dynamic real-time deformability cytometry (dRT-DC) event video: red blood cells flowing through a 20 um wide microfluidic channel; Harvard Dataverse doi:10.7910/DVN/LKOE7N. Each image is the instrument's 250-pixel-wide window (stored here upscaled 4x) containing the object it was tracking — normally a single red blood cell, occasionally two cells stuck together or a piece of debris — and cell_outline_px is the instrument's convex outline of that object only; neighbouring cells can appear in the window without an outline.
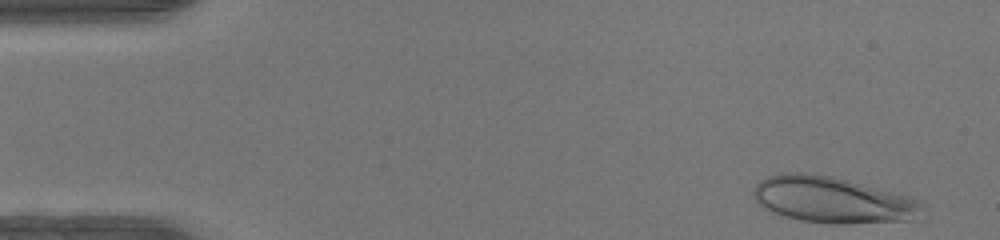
{"species": "human", "species_latin": "Homo sapiens", "temperature_condition": "warm", "stored_images_in_passage": 47, "camera_frame_rate_fps": 3000, "um_per_image_px": 0.085, "donor": {"sex": "female"}, "frame": {"image": 1, "passage_image": 2, "time_ms": 0.333, "image_size_px": [1000, 240], "cell_outline_px": [[924, 208], [920, 220], [848, 224], [836, 224], [800, 220], [784, 216], [772, 212], [764, 208], [756, 200], [752, 192], [756, 184], [760, 180], [768, 176], [780, 172], [804, 172], [832, 176], [908, 196], [920, 200], [924, 204]], "centroid_in_image_um": [70.81, 17.0], "position_along_channel_um": 14.2, "area_um2": 45.95}}
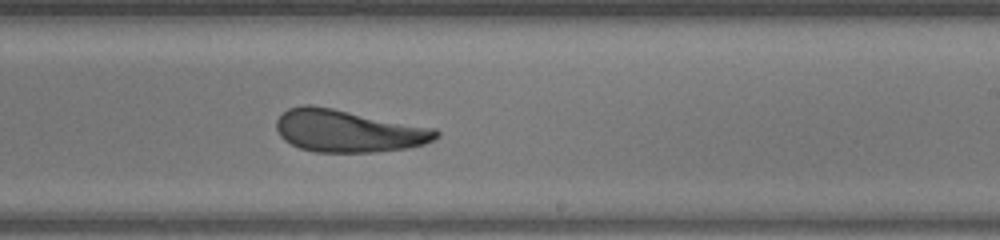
{"frame": {"image": 2, "passage_image": 28, "time_ms": 9.0, "image_size_px": [1000, 240], "cell_outline_px": [[440, 136], [424, 144], [408, 148], [376, 152], [316, 152], [300, 148], [284, 140], [280, 136], [276, 128], [276, 120], [288, 108], [304, 104], [312, 104], [436, 128], [440, 132]], "centroid_in_image_um": [29.61, 11.12], "position_along_channel_um": 259.4, "area_um2": 39.59}}
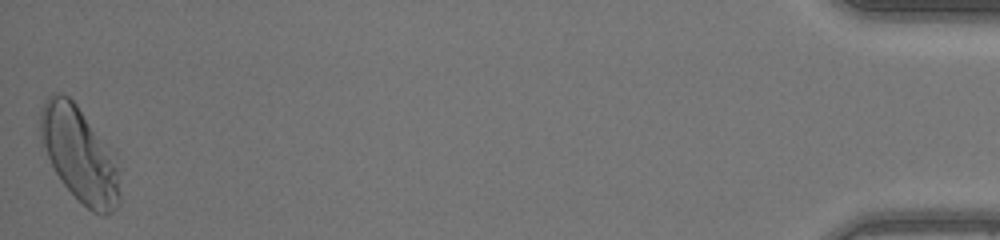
{"frame": {"image": 3, "passage_image": 47, "time_ms": 15.333, "image_size_px": [1000, 240], "cell_outline_px": [[120, 204], [112, 212], [104, 216], [100, 216], [92, 212], [60, 180], [40, 144], [40, 116], [44, 104], [48, 96], [56, 92], [68, 96], [76, 104], [116, 152], [120, 196]], "centroid_in_image_um": [6.79, 13.14], "position_along_channel_um": 428.4, "area_um2": 44.27}, "authors_computed_cell_mechanics": {"area_um2": 40.1132, "velocity_mm_per_s": 4.2464, "shape_relaxation_time_tau1_ms": 4.9744, "shape_relaxation_time_tau2_ms": 0.7131, "deformation_change_tau1": 0.2061, "deformation_change_tau2": 0.088}}